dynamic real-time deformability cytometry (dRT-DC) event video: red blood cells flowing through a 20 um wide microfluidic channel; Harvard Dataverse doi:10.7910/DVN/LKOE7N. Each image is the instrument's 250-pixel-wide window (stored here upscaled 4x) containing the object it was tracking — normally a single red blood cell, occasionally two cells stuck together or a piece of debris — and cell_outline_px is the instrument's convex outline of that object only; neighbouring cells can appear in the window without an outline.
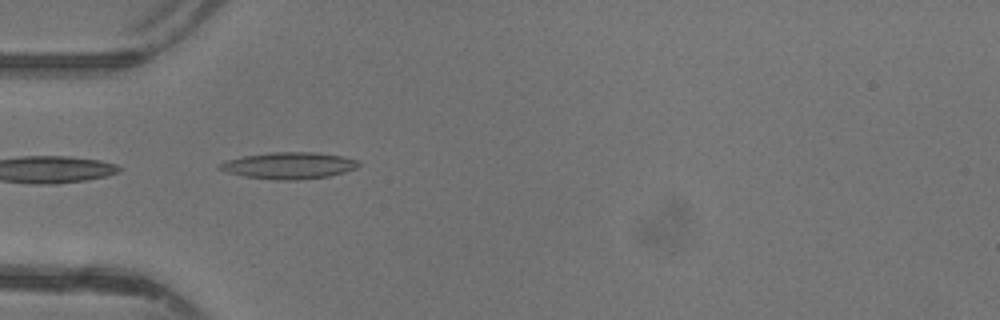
{"species": "common noctule bat (a hibernating species)", "species_latin": "Nyctalus noctula", "temperature_condition": "warm", "stored_images_in_passage": 29, "camera_frame_rate_fps": 3000, "um_per_image_px": 0.085, "animal": {"sex": "female"}, "frame": {"image": 1, "passage_image": 1, "time_ms": 0.0, "image_size_px": [1000, 320], "cell_outline_px": [[360, 164], [356, 168], [344, 172], [328, 176], [296, 180], [276, 180], [244, 176], [228, 172], [216, 168], [224, 160], [244, 156], [272, 152], [316, 152], [340, 156], [360, 160]], "centroid_in_image_um": [24.56, 14.07], "position_along_channel_um": 60.4, "area_um2": 21.5}}
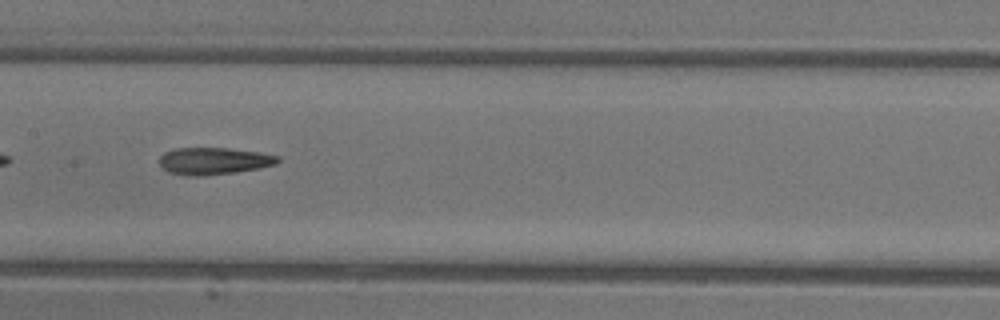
{"frame": {"image": 2, "passage_image": 10, "time_ms": 3.0, "image_size_px": [1000, 320], "cell_outline_px": [[280, 160], [276, 164], [236, 172], [196, 176], [188, 176], [168, 172], [160, 164], [160, 156], [164, 152], [176, 148], [228, 148], [260, 152], [280, 156]], "centroid_in_image_um": [18.17, 13.67], "position_along_channel_um": 189.2, "area_um2": 18.55}}
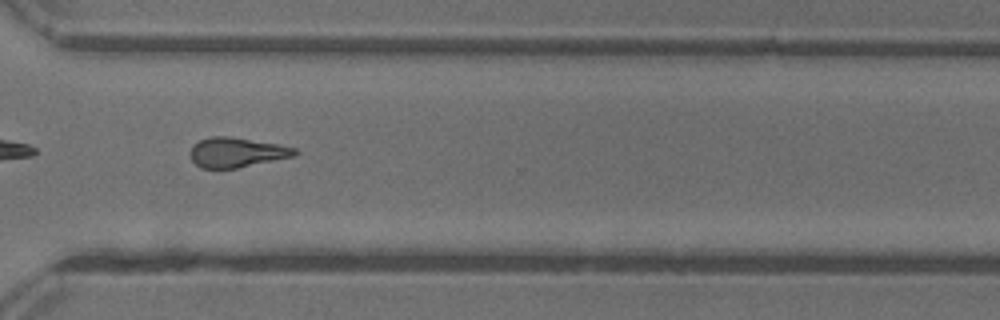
{"frame": {"image": 3, "passage_image": 21, "time_ms": 6.667, "image_size_px": [1000, 320], "cell_outline_px": [[300, 152], [296, 156], [236, 168], [200, 168], [192, 160], [188, 152], [192, 144], [208, 136], [228, 136], [280, 144], [296, 148]], "centroid_in_image_um": [20.11, 12.94], "position_along_channel_um": 350.5, "area_um2": 18.44}, "authors_computed_cell_mechanics": {"area_um2": 18.5538, "velocity_mm_per_s": 4.4018, "shape_relaxation_time_tau1_ms": 6.9359, "shape_relaxation_time_tau2_ms": 4.4446, "deformation_change_tau1": 0.1949, "deformation_change_tau2": 0.1754}}